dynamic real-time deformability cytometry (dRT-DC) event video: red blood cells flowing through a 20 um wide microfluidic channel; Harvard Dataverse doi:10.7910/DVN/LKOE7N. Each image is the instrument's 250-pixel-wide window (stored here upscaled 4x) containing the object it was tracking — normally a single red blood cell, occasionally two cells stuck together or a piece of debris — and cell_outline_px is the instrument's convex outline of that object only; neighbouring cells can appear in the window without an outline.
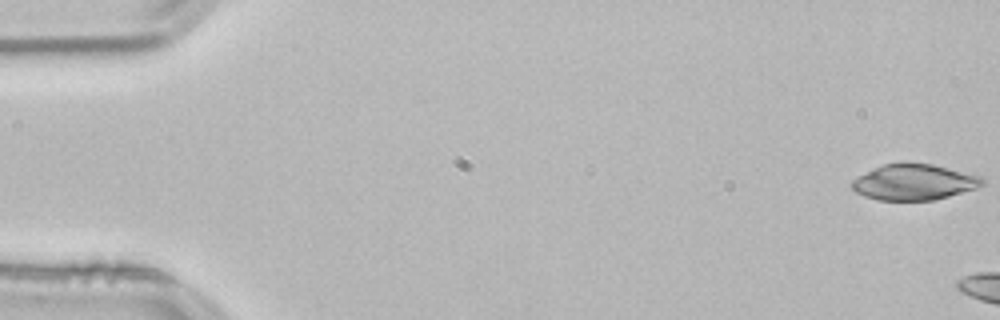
{"species": "common noctule bat (a hibernating species)", "species_latin": "Nyctalus noctula", "temperature_condition": "room temperature", "stored_images_in_passage": 9, "camera_frame_rate_fps": 3000, "um_per_image_px": 0.085, "animal": {"sex": "male", "body_mass_g": 21.5, "forearm_length_mm": 52.0}, "frame": {"image": 1, "passage_image": 1, "time_ms": 0.0, "image_size_px": [1000, 320], "cell_outline_px": [[984, 184], [976, 188], [948, 196], [932, 200], [876, 200], [864, 196], [856, 192], [852, 188], [852, 180], [884, 164], [932, 164], [980, 176], [984, 180]], "centroid_in_image_um": [77.7, 15.5], "position_along_channel_um": 7.3, "area_um2": 26.53}}